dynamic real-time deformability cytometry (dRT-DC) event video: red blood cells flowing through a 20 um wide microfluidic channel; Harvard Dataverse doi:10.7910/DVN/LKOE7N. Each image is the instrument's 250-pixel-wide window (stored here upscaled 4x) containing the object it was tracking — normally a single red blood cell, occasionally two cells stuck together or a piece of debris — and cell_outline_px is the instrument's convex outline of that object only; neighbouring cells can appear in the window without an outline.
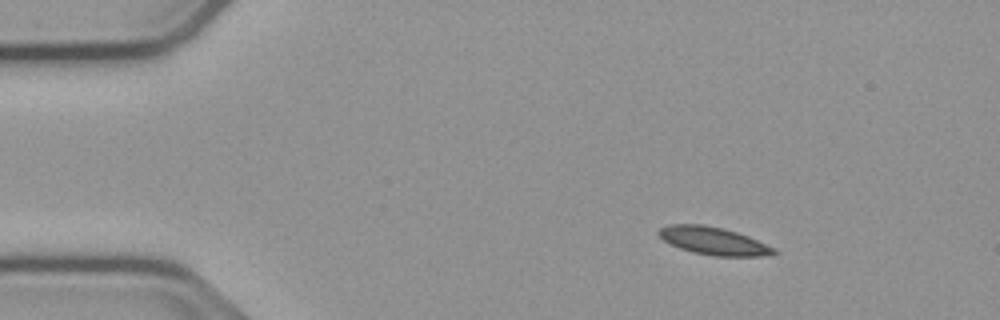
{"species": "common noctule bat (a hibernating species)", "species_latin": "Nyctalus noctula", "temperature_condition": "cold", "stored_images_in_passage": 48, "camera_frame_rate_fps": 3000, "um_per_image_px": 0.085, "animal": {"sex": "male", "body_mass_g": 23.1, "forearm_length_mm": 52.7}, "frame": {"image": 1, "passage_image": 1, "time_ms": 0.0, "image_size_px": [1000, 320], "cell_outline_px": [[780, 252], [760, 256], [712, 256], [692, 252], [680, 248], [664, 240], [656, 232], [660, 228], [668, 224], [704, 224], [724, 228], [748, 236], [776, 248]], "centroid_in_image_um": [60.65, 20.47], "position_along_channel_um": 24.3, "area_um2": 18.67}}
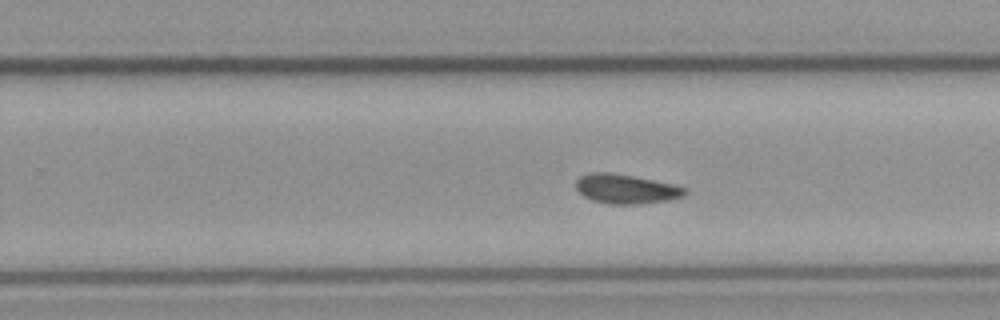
{"frame": {"image": 2, "passage_image": 27, "time_ms": 8.667, "image_size_px": [1000, 320], "cell_outline_px": [[688, 192], [684, 196], [668, 200], [640, 204], [608, 204], [592, 200], [584, 196], [576, 188], [576, 180], [580, 176], [592, 172], [608, 172], [632, 176], [672, 184], [688, 188]], "centroid_in_image_um": [53.22, 16.07], "position_along_channel_um": 276.6, "area_um2": 18.61}}
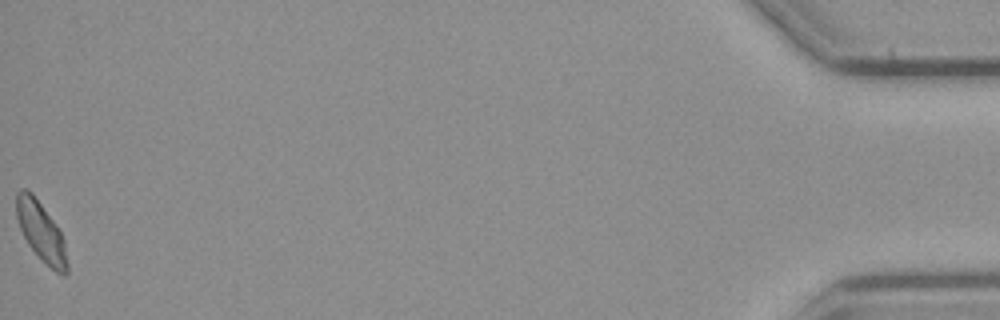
{"frame": {"image": 3, "passage_image": 48, "time_ms": 15.667, "image_size_px": [1000, 320], "cell_outline_px": [[68, 272], [64, 276], [56, 272], [28, 244], [20, 228], [16, 216], [16, 192], [20, 188], [24, 188], [32, 192], [60, 228], [64, 240], [68, 264]], "centroid_in_image_um": [3.5, 19.64], "position_along_channel_um": 431.7, "area_um2": 17.57}, "authors_computed_cell_mechanics": {"area_um2": 18.5249, "velocity_mm_per_s": 3.7435, "shape_relaxation_time_tau1_ms": null, "shape_relaxation_time_tau2_ms": 4.285, "deformation_change_tau1": null, "deformation_change_tau2": 0.0725}}